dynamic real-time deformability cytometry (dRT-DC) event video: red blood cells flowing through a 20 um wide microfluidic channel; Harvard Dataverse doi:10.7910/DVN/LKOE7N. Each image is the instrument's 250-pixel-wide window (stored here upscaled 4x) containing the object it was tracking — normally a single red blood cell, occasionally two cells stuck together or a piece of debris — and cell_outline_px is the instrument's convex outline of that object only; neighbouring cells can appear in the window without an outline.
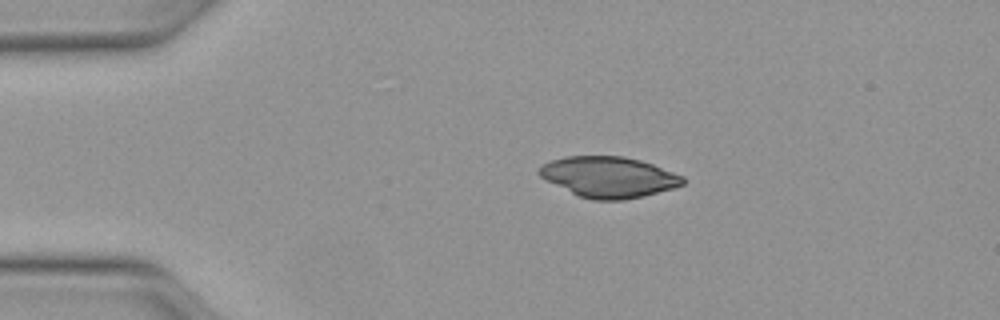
{"species": "Egyptian fruit bat (a non-hibernating species)", "species_latin": "Rousettus aegyptiacus", "temperature_condition": "warm", "stored_images_in_passage": 40, "camera_frame_rate_fps": 3000, "um_per_image_px": 0.085, "animal": {"sex": "female"}, "frame": {"image": 1, "passage_image": 1, "time_ms": 0.0, "image_size_px": [1000, 320], "cell_outline_px": [[684, 184], [672, 188], [644, 196], [624, 200], [592, 200], [580, 196], [540, 176], [536, 172], [540, 164], [564, 156], [624, 156], [640, 160], [652, 164], [684, 176]], "centroid_in_image_um": [51.74, 15.03], "position_along_channel_um": 33.3, "area_um2": 33.93}}
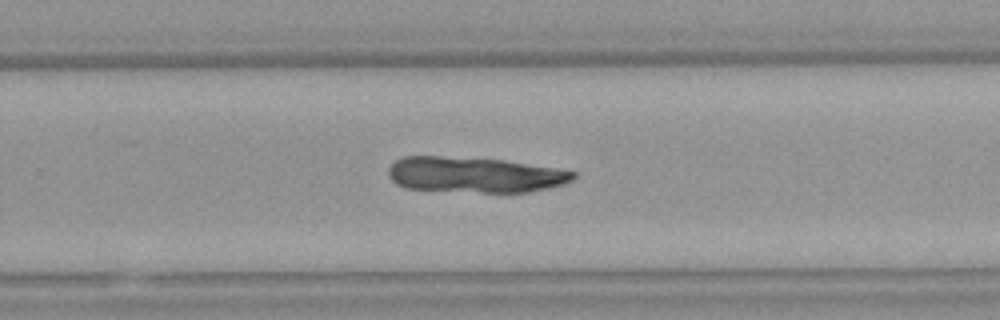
{"frame": {"image": 2, "passage_image": 23, "time_ms": 7.333, "image_size_px": [1000, 320], "cell_outline_px": [[576, 176], [572, 180], [564, 184], [548, 188], [528, 192], [484, 192], [404, 188], [396, 184], [388, 176], [388, 168], [396, 160], [404, 156], [440, 156], [504, 160], [576, 172]], "centroid_in_image_um": [40.31, 14.85], "position_along_channel_um": 289.5, "area_um2": 38.03}}
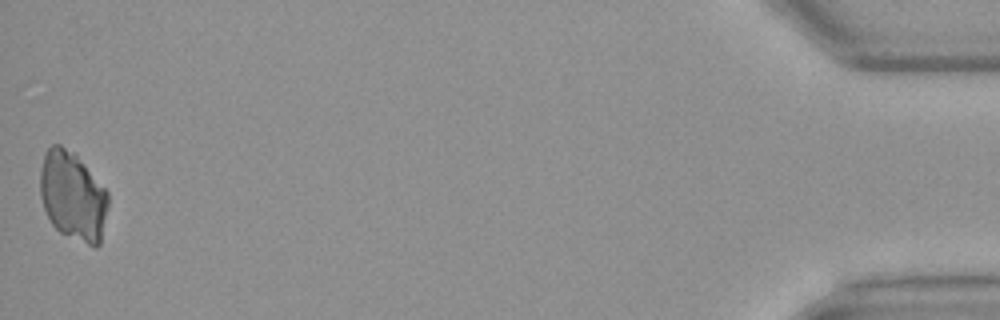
{"frame": {"image": 3, "passage_image": 40, "time_ms": 13.0, "image_size_px": [1000, 320], "cell_outline_px": [[108, 204], [100, 244], [96, 248], [60, 232], [52, 224], [44, 208], [40, 196], [40, 172], [44, 152], [52, 144], [60, 144], [76, 152], [108, 192]], "centroid_in_image_um": [6.18, 16.62], "position_along_channel_um": 429.0, "area_um2": 35.55}}